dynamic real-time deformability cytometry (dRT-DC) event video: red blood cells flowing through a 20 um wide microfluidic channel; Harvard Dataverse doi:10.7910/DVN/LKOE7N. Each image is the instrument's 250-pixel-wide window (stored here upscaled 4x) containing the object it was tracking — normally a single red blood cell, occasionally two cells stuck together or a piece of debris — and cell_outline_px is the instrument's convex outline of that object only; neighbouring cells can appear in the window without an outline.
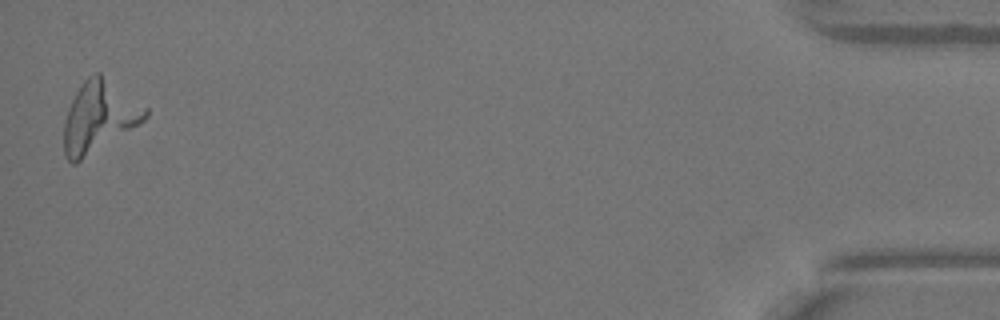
{"species": "Egyptian fruit bat (a non-hibernating species)", "species_latin": "Rousettus aegyptiacus", "temperature_condition": "warm", "stored_images_in_passage": 41, "camera_frame_rate_fps": 3000, "um_per_image_px": 0.085, "animal": {"sex": "female"}, "frame": {"image": 1, "passage_image": 41, "time_ms": 13.333, "image_size_px": [1000, 320], "cell_outline_px": [[148, 116], [144, 120], [76, 164], [72, 164], [64, 156], [64, 124], [68, 108], [76, 92], [84, 80], [88, 76], [96, 72], [100, 72], [148, 108]], "centroid_in_image_um": [8.4, 9.92], "position_along_channel_um": 426.8, "area_um2": 33.23}}